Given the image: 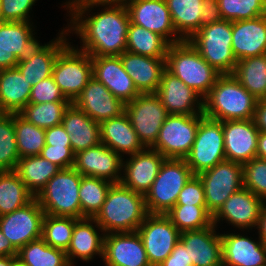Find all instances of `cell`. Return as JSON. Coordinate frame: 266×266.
<instances>
[{"label":"cell","mask_w":266,"mask_h":266,"mask_svg":"<svg viewBox=\"0 0 266 266\" xmlns=\"http://www.w3.org/2000/svg\"><path fill=\"white\" fill-rule=\"evenodd\" d=\"M180 231L199 230L213 224L206 205H175L165 214Z\"/></svg>","instance_id":"obj_41"},{"label":"cell","mask_w":266,"mask_h":266,"mask_svg":"<svg viewBox=\"0 0 266 266\" xmlns=\"http://www.w3.org/2000/svg\"><path fill=\"white\" fill-rule=\"evenodd\" d=\"M223 20L242 21L266 14V0H217Z\"/></svg>","instance_id":"obj_46"},{"label":"cell","mask_w":266,"mask_h":266,"mask_svg":"<svg viewBox=\"0 0 266 266\" xmlns=\"http://www.w3.org/2000/svg\"><path fill=\"white\" fill-rule=\"evenodd\" d=\"M65 5L71 15L66 30L81 38L79 50L90 56H119L126 51L130 18L125 5L113 0H69ZM99 5L105 7L103 11L89 16L88 12Z\"/></svg>","instance_id":"obj_1"},{"label":"cell","mask_w":266,"mask_h":266,"mask_svg":"<svg viewBox=\"0 0 266 266\" xmlns=\"http://www.w3.org/2000/svg\"><path fill=\"white\" fill-rule=\"evenodd\" d=\"M232 51L237 61L266 54V14L232 22Z\"/></svg>","instance_id":"obj_27"},{"label":"cell","mask_w":266,"mask_h":266,"mask_svg":"<svg viewBox=\"0 0 266 266\" xmlns=\"http://www.w3.org/2000/svg\"><path fill=\"white\" fill-rule=\"evenodd\" d=\"M147 215L144 195L118 183L111 185L105 202L94 219L105 234L134 232Z\"/></svg>","instance_id":"obj_2"},{"label":"cell","mask_w":266,"mask_h":266,"mask_svg":"<svg viewBox=\"0 0 266 266\" xmlns=\"http://www.w3.org/2000/svg\"><path fill=\"white\" fill-rule=\"evenodd\" d=\"M202 100L203 114L220 121L253 119L257 104L232 74L220 75Z\"/></svg>","instance_id":"obj_3"},{"label":"cell","mask_w":266,"mask_h":266,"mask_svg":"<svg viewBox=\"0 0 266 266\" xmlns=\"http://www.w3.org/2000/svg\"><path fill=\"white\" fill-rule=\"evenodd\" d=\"M31 89L17 67L0 70V113L18 114L28 104Z\"/></svg>","instance_id":"obj_33"},{"label":"cell","mask_w":266,"mask_h":266,"mask_svg":"<svg viewBox=\"0 0 266 266\" xmlns=\"http://www.w3.org/2000/svg\"><path fill=\"white\" fill-rule=\"evenodd\" d=\"M129 157L123 161L124 174L120 183L145 196L156 179L165 157L160 152L147 147Z\"/></svg>","instance_id":"obj_21"},{"label":"cell","mask_w":266,"mask_h":266,"mask_svg":"<svg viewBox=\"0 0 266 266\" xmlns=\"http://www.w3.org/2000/svg\"><path fill=\"white\" fill-rule=\"evenodd\" d=\"M71 102L28 103L18 114L26 121L43 129L60 125Z\"/></svg>","instance_id":"obj_42"},{"label":"cell","mask_w":266,"mask_h":266,"mask_svg":"<svg viewBox=\"0 0 266 266\" xmlns=\"http://www.w3.org/2000/svg\"><path fill=\"white\" fill-rule=\"evenodd\" d=\"M155 94L168 114L196 115L203 113L201 96L167 69L163 72L162 80Z\"/></svg>","instance_id":"obj_18"},{"label":"cell","mask_w":266,"mask_h":266,"mask_svg":"<svg viewBox=\"0 0 266 266\" xmlns=\"http://www.w3.org/2000/svg\"><path fill=\"white\" fill-rule=\"evenodd\" d=\"M184 159L194 175L226 160L222 121L204 115L199 122L193 146Z\"/></svg>","instance_id":"obj_9"},{"label":"cell","mask_w":266,"mask_h":266,"mask_svg":"<svg viewBox=\"0 0 266 266\" xmlns=\"http://www.w3.org/2000/svg\"><path fill=\"white\" fill-rule=\"evenodd\" d=\"M114 2L118 3V4H123V5H127V4H130L134 1H137V0H113Z\"/></svg>","instance_id":"obj_61"},{"label":"cell","mask_w":266,"mask_h":266,"mask_svg":"<svg viewBox=\"0 0 266 266\" xmlns=\"http://www.w3.org/2000/svg\"><path fill=\"white\" fill-rule=\"evenodd\" d=\"M104 236L102 259L106 266H151L137 231L112 232Z\"/></svg>","instance_id":"obj_17"},{"label":"cell","mask_w":266,"mask_h":266,"mask_svg":"<svg viewBox=\"0 0 266 266\" xmlns=\"http://www.w3.org/2000/svg\"><path fill=\"white\" fill-rule=\"evenodd\" d=\"M37 0H0L4 22L30 21L29 11Z\"/></svg>","instance_id":"obj_49"},{"label":"cell","mask_w":266,"mask_h":266,"mask_svg":"<svg viewBox=\"0 0 266 266\" xmlns=\"http://www.w3.org/2000/svg\"><path fill=\"white\" fill-rule=\"evenodd\" d=\"M137 232L152 266H159L171 254L180 238V231L164 214H148Z\"/></svg>","instance_id":"obj_13"},{"label":"cell","mask_w":266,"mask_h":266,"mask_svg":"<svg viewBox=\"0 0 266 266\" xmlns=\"http://www.w3.org/2000/svg\"><path fill=\"white\" fill-rule=\"evenodd\" d=\"M242 168L244 188L266 201V160L255 157Z\"/></svg>","instance_id":"obj_47"},{"label":"cell","mask_w":266,"mask_h":266,"mask_svg":"<svg viewBox=\"0 0 266 266\" xmlns=\"http://www.w3.org/2000/svg\"><path fill=\"white\" fill-rule=\"evenodd\" d=\"M11 266H27L23 263L17 256H15L11 261Z\"/></svg>","instance_id":"obj_60"},{"label":"cell","mask_w":266,"mask_h":266,"mask_svg":"<svg viewBox=\"0 0 266 266\" xmlns=\"http://www.w3.org/2000/svg\"><path fill=\"white\" fill-rule=\"evenodd\" d=\"M13 256H0V266H11Z\"/></svg>","instance_id":"obj_59"},{"label":"cell","mask_w":266,"mask_h":266,"mask_svg":"<svg viewBox=\"0 0 266 266\" xmlns=\"http://www.w3.org/2000/svg\"><path fill=\"white\" fill-rule=\"evenodd\" d=\"M256 226H257L256 229H258L259 238L266 245V201H264L261 207Z\"/></svg>","instance_id":"obj_56"},{"label":"cell","mask_w":266,"mask_h":266,"mask_svg":"<svg viewBox=\"0 0 266 266\" xmlns=\"http://www.w3.org/2000/svg\"><path fill=\"white\" fill-rule=\"evenodd\" d=\"M14 129L20 158L41 153L45 144V129L26 121L19 114H14Z\"/></svg>","instance_id":"obj_43"},{"label":"cell","mask_w":266,"mask_h":266,"mask_svg":"<svg viewBox=\"0 0 266 266\" xmlns=\"http://www.w3.org/2000/svg\"><path fill=\"white\" fill-rule=\"evenodd\" d=\"M159 266H192L184 244L179 240L171 254Z\"/></svg>","instance_id":"obj_54"},{"label":"cell","mask_w":266,"mask_h":266,"mask_svg":"<svg viewBox=\"0 0 266 266\" xmlns=\"http://www.w3.org/2000/svg\"><path fill=\"white\" fill-rule=\"evenodd\" d=\"M166 69L196 91L203 99L221 75L188 40L170 44L165 58Z\"/></svg>","instance_id":"obj_4"},{"label":"cell","mask_w":266,"mask_h":266,"mask_svg":"<svg viewBox=\"0 0 266 266\" xmlns=\"http://www.w3.org/2000/svg\"><path fill=\"white\" fill-rule=\"evenodd\" d=\"M232 75L257 100L266 99V54L238 60Z\"/></svg>","instance_id":"obj_35"},{"label":"cell","mask_w":266,"mask_h":266,"mask_svg":"<svg viewBox=\"0 0 266 266\" xmlns=\"http://www.w3.org/2000/svg\"><path fill=\"white\" fill-rule=\"evenodd\" d=\"M82 175L73 167L61 169L35 197L45 214L81 218L79 188Z\"/></svg>","instance_id":"obj_6"},{"label":"cell","mask_w":266,"mask_h":266,"mask_svg":"<svg viewBox=\"0 0 266 266\" xmlns=\"http://www.w3.org/2000/svg\"><path fill=\"white\" fill-rule=\"evenodd\" d=\"M42 158L56 164L61 169L73 167L75 154L72 148H58L45 145L39 154Z\"/></svg>","instance_id":"obj_51"},{"label":"cell","mask_w":266,"mask_h":266,"mask_svg":"<svg viewBox=\"0 0 266 266\" xmlns=\"http://www.w3.org/2000/svg\"><path fill=\"white\" fill-rule=\"evenodd\" d=\"M44 215L45 212L34 198L14 212L0 216V230L19 251L27 243L42 237Z\"/></svg>","instance_id":"obj_14"},{"label":"cell","mask_w":266,"mask_h":266,"mask_svg":"<svg viewBox=\"0 0 266 266\" xmlns=\"http://www.w3.org/2000/svg\"><path fill=\"white\" fill-rule=\"evenodd\" d=\"M193 175L185 159L165 158L144 196L147 213L165 215L175 206L180 191Z\"/></svg>","instance_id":"obj_5"},{"label":"cell","mask_w":266,"mask_h":266,"mask_svg":"<svg viewBox=\"0 0 266 266\" xmlns=\"http://www.w3.org/2000/svg\"><path fill=\"white\" fill-rule=\"evenodd\" d=\"M34 198L14 171L0 172V216L14 212Z\"/></svg>","instance_id":"obj_37"},{"label":"cell","mask_w":266,"mask_h":266,"mask_svg":"<svg viewBox=\"0 0 266 266\" xmlns=\"http://www.w3.org/2000/svg\"><path fill=\"white\" fill-rule=\"evenodd\" d=\"M92 75L125 104L137 97L140 92L132 78L124 70L119 56H91Z\"/></svg>","instance_id":"obj_25"},{"label":"cell","mask_w":266,"mask_h":266,"mask_svg":"<svg viewBox=\"0 0 266 266\" xmlns=\"http://www.w3.org/2000/svg\"><path fill=\"white\" fill-rule=\"evenodd\" d=\"M206 205L204 186L198 175H193L180 191L175 205Z\"/></svg>","instance_id":"obj_50"},{"label":"cell","mask_w":266,"mask_h":266,"mask_svg":"<svg viewBox=\"0 0 266 266\" xmlns=\"http://www.w3.org/2000/svg\"><path fill=\"white\" fill-rule=\"evenodd\" d=\"M61 168L40 155L20 158L14 172L25 183L26 188L36 197L47 182Z\"/></svg>","instance_id":"obj_34"},{"label":"cell","mask_w":266,"mask_h":266,"mask_svg":"<svg viewBox=\"0 0 266 266\" xmlns=\"http://www.w3.org/2000/svg\"><path fill=\"white\" fill-rule=\"evenodd\" d=\"M106 145H99L77 152L74 156L73 168L82 176L97 177L112 184H118L122 179L123 160Z\"/></svg>","instance_id":"obj_15"},{"label":"cell","mask_w":266,"mask_h":266,"mask_svg":"<svg viewBox=\"0 0 266 266\" xmlns=\"http://www.w3.org/2000/svg\"><path fill=\"white\" fill-rule=\"evenodd\" d=\"M126 51L154 58H166L169 43L159 34L130 23Z\"/></svg>","instance_id":"obj_38"},{"label":"cell","mask_w":266,"mask_h":266,"mask_svg":"<svg viewBox=\"0 0 266 266\" xmlns=\"http://www.w3.org/2000/svg\"><path fill=\"white\" fill-rule=\"evenodd\" d=\"M125 113L145 148L155 144L160 128L169 115L155 93H140L126 103Z\"/></svg>","instance_id":"obj_12"},{"label":"cell","mask_w":266,"mask_h":266,"mask_svg":"<svg viewBox=\"0 0 266 266\" xmlns=\"http://www.w3.org/2000/svg\"><path fill=\"white\" fill-rule=\"evenodd\" d=\"M73 104L99 124L122 115L126 106L94 77L89 80Z\"/></svg>","instance_id":"obj_19"},{"label":"cell","mask_w":266,"mask_h":266,"mask_svg":"<svg viewBox=\"0 0 266 266\" xmlns=\"http://www.w3.org/2000/svg\"><path fill=\"white\" fill-rule=\"evenodd\" d=\"M45 144L58 148H71L69 134L62 124L45 129Z\"/></svg>","instance_id":"obj_52"},{"label":"cell","mask_w":266,"mask_h":266,"mask_svg":"<svg viewBox=\"0 0 266 266\" xmlns=\"http://www.w3.org/2000/svg\"><path fill=\"white\" fill-rule=\"evenodd\" d=\"M198 176L204 186L206 208L212 216L233 193L244 187L242 164L234 161L224 160Z\"/></svg>","instance_id":"obj_11"},{"label":"cell","mask_w":266,"mask_h":266,"mask_svg":"<svg viewBox=\"0 0 266 266\" xmlns=\"http://www.w3.org/2000/svg\"><path fill=\"white\" fill-rule=\"evenodd\" d=\"M52 76L64 96L73 103L93 77L91 56L68 44L58 54Z\"/></svg>","instance_id":"obj_8"},{"label":"cell","mask_w":266,"mask_h":266,"mask_svg":"<svg viewBox=\"0 0 266 266\" xmlns=\"http://www.w3.org/2000/svg\"><path fill=\"white\" fill-rule=\"evenodd\" d=\"M204 114H169L162 124L152 149L165 158L184 159L195 141L199 122Z\"/></svg>","instance_id":"obj_10"},{"label":"cell","mask_w":266,"mask_h":266,"mask_svg":"<svg viewBox=\"0 0 266 266\" xmlns=\"http://www.w3.org/2000/svg\"><path fill=\"white\" fill-rule=\"evenodd\" d=\"M126 8L130 23L159 34L169 44L183 41L177 35L165 0H137Z\"/></svg>","instance_id":"obj_16"},{"label":"cell","mask_w":266,"mask_h":266,"mask_svg":"<svg viewBox=\"0 0 266 266\" xmlns=\"http://www.w3.org/2000/svg\"><path fill=\"white\" fill-rule=\"evenodd\" d=\"M212 224L199 230L180 232L179 240L184 244L192 266H223L221 234Z\"/></svg>","instance_id":"obj_26"},{"label":"cell","mask_w":266,"mask_h":266,"mask_svg":"<svg viewBox=\"0 0 266 266\" xmlns=\"http://www.w3.org/2000/svg\"><path fill=\"white\" fill-rule=\"evenodd\" d=\"M97 230L103 232L94 218L84 217L76 221L69 247L65 251L71 266H74L75 258L86 262L93 259L94 255L103 258L105 233L100 234Z\"/></svg>","instance_id":"obj_30"},{"label":"cell","mask_w":266,"mask_h":266,"mask_svg":"<svg viewBox=\"0 0 266 266\" xmlns=\"http://www.w3.org/2000/svg\"><path fill=\"white\" fill-rule=\"evenodd\" d=\"M19 159L14 114L0 113V172L14 171Z\"/></svg>","instance_id":"obj_45"},{"label":"cell","mask_w":266,"mask_h":266,"mask_svg":"<svg viewBox=\"0 0 266 266\" xmlns=\"http://www.w3.org/2000/svg\"><path fill=\"white\" fill-rule=\"evenodd\" d=\"M264 200L246 188L233 193L213 216V224L217 227L220 220H226L241 231L256 228Z\"/></svg>","instance_id":"obj_24"},{"label":"cell","mask_w":266,"mask_h":266,"mask_svg":"<svg viewBox=\"0 0 266 266\" xmlns=\"http://www.w3.org/2000/svg\"><path fill=\"white\" fill-rule=\"evenodd\" d=\"M61 124L69 134L74 154L101 143L99 123L87 116L73 103L65 110Z\"/></svg>","instance_id":"obj_31"},{"label":"cell","mask_w":266,"mask_h":266,"mask_svg":"<svg viewBox=\"0 0 266 266\" xmlns=\"http://www.w3.org/2000/svg\"><path fill=\"white\" fill-rule=\"evenodd\" d=\"M74 217L52 216L45 214L42 222V239L54 248L66 251L69 247L74 225Z\"/></svg>","instance_id":"obj_44"},{"label":"cell","mask_w":266,"mask_h":266,"mask_svg":"<svg viewBox=\"0 0 266 266\" xmlns=\"http://www.w3.org/2000/svg\"><path fill=\"white\" fill-rule=\"evenodd\" d=\"M18 251L12 246L9 240L0 230V256H17Z\"/></svg>","instance_id":"obj_57"},{"label":"cell","mask_w":266,"mask_h":266,"mask_svg":"<svg viewBox=\"0 0 266 266\" xmlns=\"http://www.w3.org/2000/svg\"><path fill=\"white\" fill-rule=\"evenodd\" d=\"M188 41L221 75L233 74L237 60L232 51L231 21L203 26Z\"/></svg>","instance_id":"obj_7"},{"label":"cell","mask_w":266,"mask_h":266,"mask_svg":"<svg viewBox=\"0 0 266 266\" xmlns=\"http://www.w3.org/2000/svg\"><path fill=\"white\" fill-rule=\"evenodd\" d=\"M66 35H68L67 30L64 29L48 44L41 45L37 42L30 52L19 60L16 67L31 85H36L52 76L53 65L58 54L70 43L66 42L68 40Z\"/></svg>","instance_id":"obj_23"},{"label":"cell","mask_w":266,"mask_h":266,"mask_svg":"<svg viewBox=\"0 0 266 266\" xmlns=\"http://www.w3.org/2000/svg\"><path fill=\"white\" fill-rule=\"evenodd\" d=\"M112 183L97 177L82 176L79 188L81 218H94L101 210Z\"/></svg>","instance_id":"obj_40"},{"label":"cell","mask_w":266,"mask_h":266,"mask_svg":"<svg viewBox=\"0 0 266 266\" xmlns=\"http://www.w3.org/2000/svg\"><path fill=\"white\" fill-rule=\"evenodd\" d=\"M124 70L140 93H155L166 69L165 58H154L124 51L119 55Z\"/></svg>","instance_id":"obj_29"},{"label":"cell","mask_w":266,"mask_h":266,"mask_svg":"<svg viewBox=\"0 0 266 266\" xmlns=\"http://www.w3.org/2000/svg\"><path fill=\"white\" fill-rule=\"evenodd\" d=\"M99 126L101 143L121 156L124 154L129 156L145 148L125 112L118 117L101 122Z\"/></svg>","instance_id":"obj_32"},{"label":"cell","mask_w":266,"mask_h":266,"mask_svg":"<svg viewBox=\"0 0 266 266\" xmlns=\"http://www.w3.org/2000/svg\"><path fill=\"white\" fill-rule=\"evenodd\" d=\"M225 158L244 164L257 154L259 130L253 119L222 121Z\"/></svg>","instance_id":"obj_20"},{"label":"cell","mask_w":266,"mask_h":266,"mask_svg":"<svg viewBox=\"0 0 266 266\" xmlns=\"http://www.w3.org/2000/svg\"><path fill=\"white\" fill-rule=\"evenodd\" d=\"M2 11H1V2H0V23H3Z\"/></svg>","instance_id":"obj_62"},{"label":"cell","mask_w":266,"mask_h":266,"mask_svg":"<svg viewBox=\"0 0 266 266\" xmlns=\"http://www.w3.org/2000/svg\"><path fill=\"white\" fill-rule=\"evenodd\" d=\"M177 35L189 40L199 29L203 0H165Z\"/></svg>","instance_id":"obj_36"},{"label":"cell","mask_w":266,"mask_h":266,"mask_svg":"<svg viewBox=\"0 0 266 266\" xmlns=\"http://www.w3.org/2000/svg\"><path fill=\"white\" fill-rule=\"evenodd\" d=\"M30 22L0 23V70L16 67L38 41Z\"/></svg>","instance_id":"obj_22"},{"label":"cell","mask_w":266,"mask_h":266,"mask_svg":"<svg viewBox=\"0 0 266 266\" xmlns=\"http://www.w3.org/2000/svg\"><path fill=\"white\" fill-rule=\"evenodd\" d=\"M253 120L259 131L266 132V99L257 100Z\"/></svg>","instance_id":"obj_55"},{"label":"cell","mask_w":266,"mask_h":266,"mask_svg":"<svg viewBox=\"0 0 266 266\" xmlns=\"http://www.w3.org/2000/svg\"><path fill=\"white\" fill-rule=\"evenodd\" d=\"M47 102H70L55 83L53 76L32 85L28 103L41 104Z\"/></svg>","instance_id":"obj_48"},{"label":"cell","mask_w":266,"mask_h":266,"mask_svg":"<svg viewBox=\"0 0 266 266\" xmlns=\"http://www.w3.org/2000/svg\"><path fill=\"white\" fill-rule=\"evenodd\" d=\"M17 257L27 266H71L64 250L49 246L42 238L23 246Z\"/></svg>","instance_id":"obj_39"},{"label":"cell","mask_w":266,"mask_h":266,"mask_svg":"<svg viewBox=\"0 0 266 266\" xmlns=\"http://www.w3.org/2000/svg\"><path fill=\"white\" fill-rule=\"evenodd\" d=\"M200 28L223 20L217 0H203Z\"/></svg>","instance_id":"obj_53"},{"label":"cell","mask_w":266,"mask_h":266,"mask_svg":"<svg viewBox=\"0 0 266 266\" xmlns=\"http://www.w3.org/2000/svg\"><path fill=\"white\" fill-rule=\"evenodd\" d=\"M223 266H266V245L240 234H221Z\"/></svg>","instance_id":"obj_28"},{"label":"cell","mask_w":266,"mask_h":266,"mask_svg":"<svg viewBox=\"0 0 266 266\" xmlns=\"http://www.w3.org/2000/svg\"><path fill=\"white\" fill-rule=\"evenodd\" d=\"M256 157L266 160V132L259 131Z\"/></svg>","instance_id":"obj_58"}]
</instances>
